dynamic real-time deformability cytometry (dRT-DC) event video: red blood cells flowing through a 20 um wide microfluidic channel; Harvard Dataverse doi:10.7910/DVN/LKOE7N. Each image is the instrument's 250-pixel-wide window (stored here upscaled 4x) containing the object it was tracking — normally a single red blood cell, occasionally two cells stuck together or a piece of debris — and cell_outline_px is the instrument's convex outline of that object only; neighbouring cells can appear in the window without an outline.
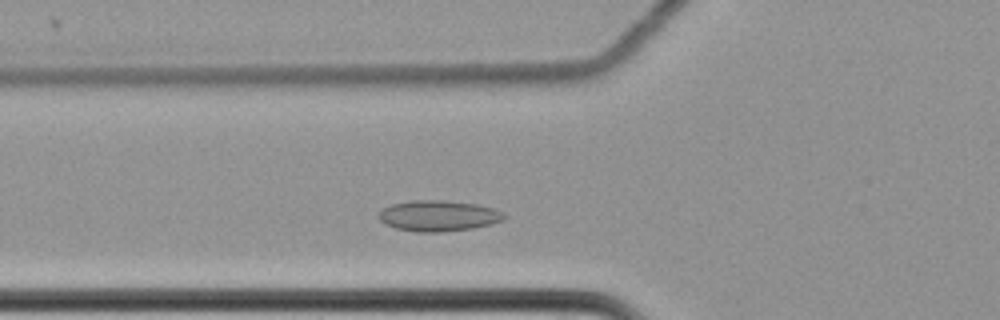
{"species": "common noctule bat (a hibernating species)", "species_latin": "Nyctalus noctula", "temperature_condition": "cold", "stored_images_in_passage": 39, "camera_frame_rate_fps": 3000, "um_per_image_px": 0.085, "animal": {"sex": "female", "body_mass_g": 22.7, "forearm_length_mm": 54.2}, "frame": {"image": 1, "passage_image": 10, "time_ms": 3.0, "image_size_px": [1000, 320], "cell_outline_px": [[508, 216], [504, 220], [492, 224], [472, 228], [440, 232], [416, 232], [396, 228], [384, 224], [376, 216], [380, 208], [392, 204], [412, 200], [440, 200], [476, 204], [496, 208], [504, 212]], "centroid_in_image_um": [37.26, 18.34], "position_along_channel_um": 88.5, "area_um2": 22.89}}
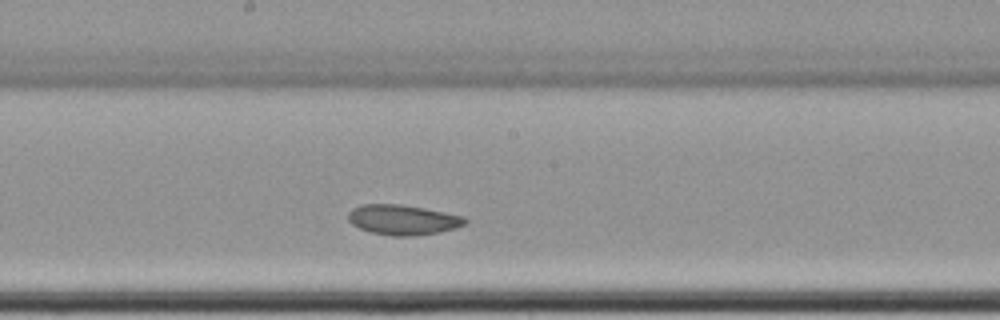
{"frame": {"image": 2, "passage_image": 21, "time_ms": 6.667, "image_size_px": [1000, 320], "cell_outline_px": [[468, 220], [464, 224], [456, 228], [440, 232], [416, 236], [392, 236], [368, 232], [352, 224], [348, 220], [348, 212], [352, 208], [360, 204], [400, 204], [424, 208], [464, 216]], "centroid_in_image_um": [34.22, 18.68], "position_along_channel_um": 214.0, "area_um2": 20.69}}
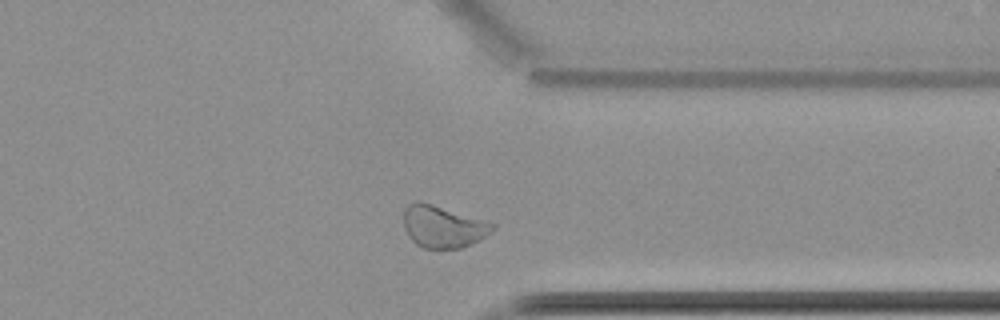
{"frame": {"image": 3, "passage_image": 35, "time_ms": 11.333, "image_size_px": [1000, 320], "cell_outline_px": [[496, 228], [488, 236], [472, 244], [460, 248], [424, 248], [416, 244], [408, 236], [404, 228], [404, 208], [408, 204], [416, 200], [420, 200], [496, 224]], "centroid_in_image_um": [37.66, 19.26], "position_along_channel_um": 373.7, "area_um2": 21.96}, "authors_computed_cell_mechanics": {"area_um2": 21.0392, "velocity_mm_per_s": 3.4318, "shape_relaxation_time_tau1_ms": null, "shape_relaxation_time_tau2_ms": 2.7328, "deformation_change_tau1": null, "deformation_change_tau2": 0.059}}